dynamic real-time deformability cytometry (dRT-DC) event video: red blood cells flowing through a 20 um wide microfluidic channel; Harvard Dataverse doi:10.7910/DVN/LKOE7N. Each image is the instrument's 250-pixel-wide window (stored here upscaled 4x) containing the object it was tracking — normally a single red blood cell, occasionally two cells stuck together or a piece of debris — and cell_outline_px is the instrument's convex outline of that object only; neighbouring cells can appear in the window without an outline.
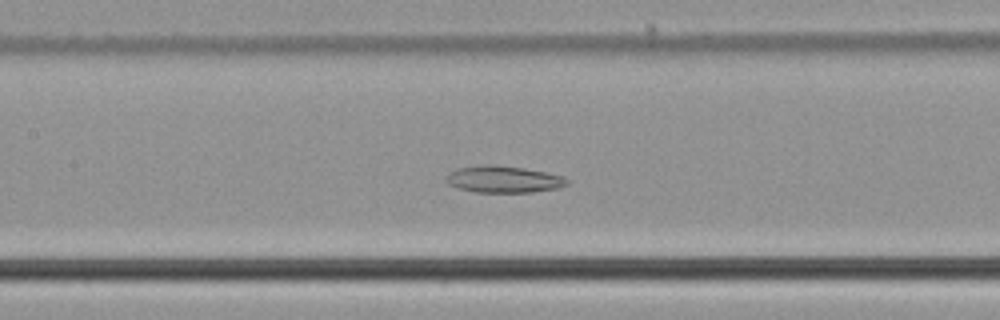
{"species": "common noctule bat (a hibernating species)", "species_latin": "Nyctalus noctula", "temperature_condition": "cold", "stored_images_in_passage": 55, "camera_frame_rate_fps": 3000, "um_per_image_px": 0.085, "animal": {"sex": "male", "body_mass_g": 21.5, "forearm_length_mm": 52.0}, "frame": {"image": 1, "passage_image": 25, "time_ms": 8.0, "image_size_px": [1000, 320], "cell_outline_px": [[568, 184], [560, 188], [532, 192], [476, 192], [460, 188], [448, 184], [444, 180], [448, 172], [456, 168], [488, 164], [492, 164], [524, 168], [564, 176], [568, 180]], "centroid_in_image_um": [42.79, 15.23], "position_along_channel_um": 164.6, "area_um2": 18.96}}
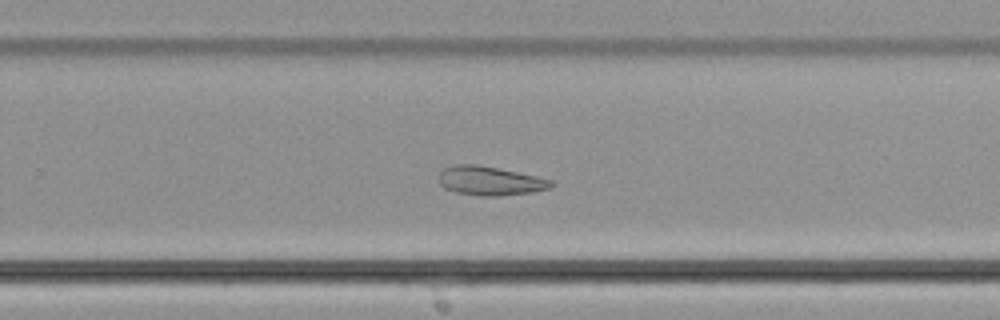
{"frame": {"image": 2, "passage_image": 35, "time_ms": 11.333, "image_size_px": [1000, 320], "cell_outline_px": [[556, 184], [552, 188], [532, 192], [496, 196], [480, 196], [456, 192], [444, 188], [440, 184], [440, 172], [444, 168], [456, 164], [476, 164], [536, 176], [552, 180]], "centroid_in_image_um": [41.67, 15.38], "position_along_channel_um": 288.1, "area_um2": 18.9}}
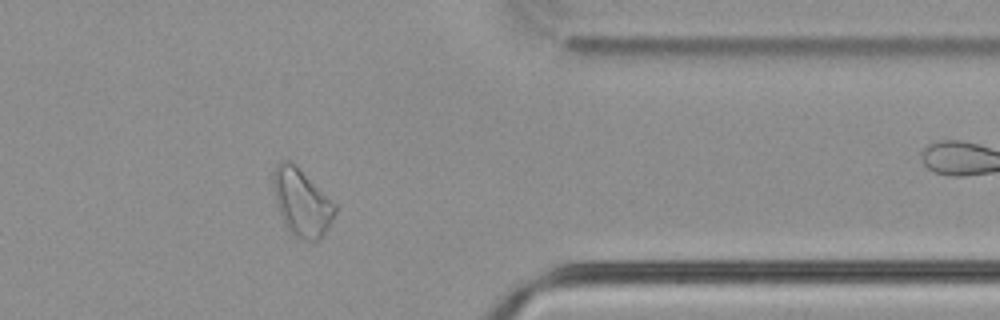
{"frame": {"image": 3, "passage_image": 44, "time_ms": 14.333, "image_size_px": [1000, 320], "cell_outline_px": [[336, 212], [332, 220], [320, 240], [304, 240], [296, 236], [288, 228], [280, 212], [276, 200], [272, 184], [272, 172], [280, 160], [288, 160], [336, 204]], "centroid_in_image_um": [25.64, 17.21], "position_along_channel_um": 385.8, "area_um2": 23.35}}